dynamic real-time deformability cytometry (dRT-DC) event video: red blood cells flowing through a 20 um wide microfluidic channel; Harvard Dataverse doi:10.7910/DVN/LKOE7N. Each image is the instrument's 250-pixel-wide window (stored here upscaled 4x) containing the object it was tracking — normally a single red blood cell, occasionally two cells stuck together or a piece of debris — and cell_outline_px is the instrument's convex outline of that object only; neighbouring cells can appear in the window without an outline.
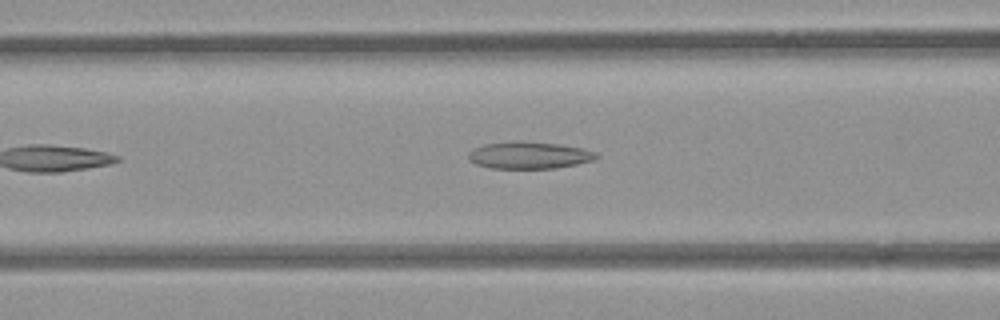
{"species": "common noctule bat (a hibernating species)", "species_latin": "Nyctalus noctula", "temperature_condition": "room temperature", "stored_images_in_passage": 13, "camera_frame_rate_fps": 3000, "um_per_image_px": 0.085, "animal": {"sex": "female", "body_mass_g": 21.9}, "frame": {"image": 1, "passage_image": 8, "time_ms": 2.333, "image_size_px": [1000, 320], "cell_outline_px": [[600, 156], [592, 160], [576, 164], [556, 168], [488, 168], [476, 164], [468, 160], [468, 152], [472, 148], [484, 144], [512, 140], [520, 140], [560, 144], [580, 148], [596, 152]], "centroid_in_image_um": [44.91, 13.18], "position_along_channel_um": 121.7, "area_um2": 20.4}}